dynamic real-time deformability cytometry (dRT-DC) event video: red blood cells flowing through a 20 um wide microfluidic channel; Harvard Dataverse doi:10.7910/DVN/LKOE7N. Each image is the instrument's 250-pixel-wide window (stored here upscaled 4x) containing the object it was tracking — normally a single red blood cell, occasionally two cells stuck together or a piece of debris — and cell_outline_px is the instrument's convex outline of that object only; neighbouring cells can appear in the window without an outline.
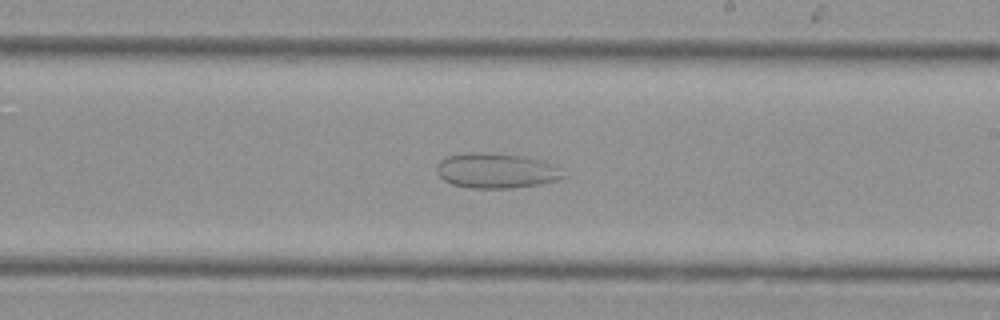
{"species": "Egyptian fruit bat (a non-hibernating species)", "species_latin": "Rousettus aegyptiacus", "temperature_condition": "cold", "stored_images_in_passage": 39, "camera_frame_rate_fps": 3000, "um_per_image_px": 0.085, "animal": {"sex": "female"}, "frame": {"image": 1, "passage_image": 21, "time_ms": 6.667, "image_size_px": [1000, 320], "cell_outline_px": [[568, 176], [556, 180], [540, 184], [512, 188], [472, 188], [452, 184], [444, 180], [436, 172], [436, 164], [440, 160], [448, 156], [468, 152], [492, 152], [524, 156], [544, 160], [552, 164]], "centroid_in_image_um": [42.17, 14.49], "position_along_channel_um": 246.8, "area_um2": 26.13}}
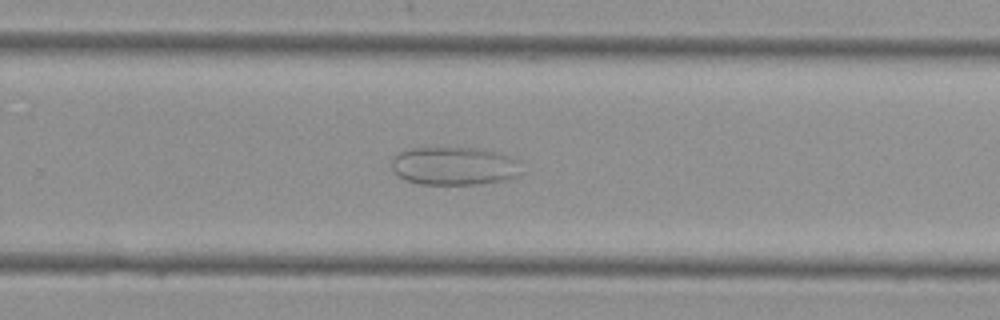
{"frame": {"image": 2, "passage_image": 24, "time_ms": 7.667, "image_size_px": [1000, 320], "cell_outline_px": [[520, 172], [516, 176], [504, 180], [476, 184], [420, 184], [404, 180], [392, 168], [392, 160], [400, 152], [408, 148], [484, 148], [500, 152], [520, 160]], "centroid_in_image_um": [38.65, 14.1], "position_along_channel_um": 291.2, "area_um2": 29.02}}